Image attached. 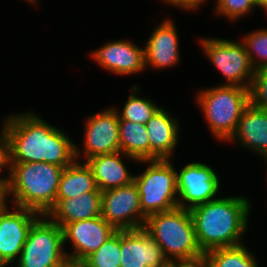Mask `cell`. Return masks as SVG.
<instances>
[{"instance_id": "7c38bea8", "label": "cell", "mask_w": 267, "mask_h": 267, "mask_svg": "<svg viewBox=\"0 0 267 267\" xmlns=\"http://www.w3.org/2000/svg\"><path fill=\"white\" fill-rule=\"evenodd\" d=\"M84 139L85 160L102 154L120 152L119 116L115 107L103 109L87 118Z\"/></svg>"}, {"instance_id": "9c48e42d", "label": "cell", "mask_w": 267, "mask_h": 267, "mask_svg": "<svg viewBox=\"0 0 267 267\" xmlns=\"http://www.w3.org/2000/svg\"><path fill=\"white\" fill-rule=\"evenodd\" d=\"M101 217L116 230L143 228L146 216L141 211L135 182L102 192Z\"/></svg>"}, {"instance_id": "e575fe53", "label": "cell", "mask_w": 267, "mask_h": 267, "mask_svg": "<svg viewBox=\"0 0 267 267\" xmlns=\"http://www.w3.org/2000/svg\"><path fill=\"white\" fill-rule=\"evenodd\" d=\"M6 262L0 257V267H6Z\"/></svg>"}, {"instance_id": "d590c367", "label": "cell", "mask_w": 267, "mask_h": 267, "mask_svg": "<svg viewBox=\"0 0 267 267\" xmlns=\"http://www.w3.org/2000/svg\"><path fill=\"white\" fill-rule=\"evenodd\" d=\"M27 2H31L32 4H36L37 3V1L36 0H26Z\"/></svg>"}, {"instance_id": "44dd1931", "label": "cell", "mask_w": 267, "mask_h": 267, "mask_svg": "<svg viewBox=\"0 0 267 267\" xmlns=\"http://www.w3.org/2000/svg\"><path fill=\"white\" fill-rule=\"evenodd\" d=\"M87 192H101L95 182L91 168L75 160L65 167L58 185L56 201L78 198Z\"/></svg>"}, {"instance_id": "9a60e30c", "label": "cell", "mask_w": 267, "mask_h": 267, "mask_svg": "<svg viewBox=\"0 0 267 267\" xmlns=\"http://www.w3.org/2000/svg\"><path fill=\"white\" fill-rule=\"evenodd\" d=\"M92 58L105 70L117 75H129L145 70V48L129 40H116L94 50Z\"/></svg>"}, {"instance_id": "8992f818", "label": "cell", "mask_w": 267, "mask_h": 267, "mask_svg": "<svg viewBox=\"0 0 267 267\" xmlns=\"http://www.w3.org/2000/svg\"><path fill=\"white\" fill-rule=\"evenodd\" d=\"M170 161L139 160V163L149 164L145 171L134 176L139 190L141 211L146 217L178 207L177 171Z\"/></svg>"}, {"instance_id": "4316f807", "label": "cell", "mask_w": 267, "mask_h": 267, "mask_svg": "<svg viewBox=\"0 0 267 267\" xmlns=\"http://www.w3.org/2000/svg\"><path fill=\"white\" fill-rule=\"evenodd\" d=\"M215 11L229 20L236 21L258 7L257 0H216Z\"/></svg>"}, {"instance_id": "d4e9b609", "label": "cell", "mask_w": 267, "mask_h": 267, "mask_svg": "<svg viewBox=\"0 0 267 267\" xmlns=\"http://www.w3.org/2000/svg\"><path fill=\"white\" fill-rule=\"evenodd\" d=\"M121 230H117L84 261L89 267H120Z\"/></svg>"}, {"instance_id": "4dcf8cb0", "label": "cell", "mask_w": 267, "mask_h": 267, "mask_svg": "<svg viewBox=\"0 0 267 267\" xmlns=\"http://www.w3.org/2000/svg\"><path fill=\"white\" fill-rule=\"evenodd\" d=\"M179 267H210L205 257L191 260V261H179Z\"/></svg>"}, {"instance_id": "d6986e66", "label": "cell", "mask_w": 267, "mask_h": 267, "mask_svg": "<svg viewBox=\"0 0 267 267\" xmlns=\"http://www.w3.org/2000/svg\"><path fill=\"white\" fill-rule=\"evenodd\" d=\"M235 139L246 149H252L261 157L267 153V110L249 104L228 141H236Z\"/></svg>"}, {"instance_id": "e0dca14e", "label": "cell", "mask_w": 267, "mask_h": 267, "mask_svg": "<svg viewBox=\"0 0 267 267\" xmlns=\"http://www.w3.org/2000/svg\"><path fill=\"white\" fill-rule=\"evenodd\" d=\"M163 106L145 124L149 136V160L170 159L178 143L180 126Z\"/></svg>"}, {"instance_id": "83f0119b", "label": "cell", "mask_w": 267, "mask_h": 267, "mask_svg": "<svg viewBox=\"0 0 267 267\" xmlns=\"http://www.w3.org/2000/svg\"><path fill=\"white\" fill-rule=\"evenodd\" d=\"M250 104L267 110V68L256 70L249 88Z\"/></svg>"}, {"instance_id": "484cf974", "label": "cell", "mask_w": 267, "mask_h": 267, "mask_svg": "<svg viewBox=\"0 0 267 267\" xmlns=\"http://www.w3.org/2000/svg\"><path fill=\"white\" fill-rule=\"evenodd\" d=\"M250 33L241 41L249 59L255 70L267 68V28Z\"/></svg>"}, {"instance_id": "7402d4cb", "label": "cell", "mask_w": 267, "mask_h": 267, "mask_svg": "<svg viewBox=\"0 0 267 267\" xmlns=\"http://www.w3.org/2000/svg\"><path fill=\"white\" fill-rule=\"evenodd\" d=\"M120 151L138 160H149V136L146 125L119 120Z\"/></svg>"}, {"instance_id": "3957f363", "label": "cell", "mask_w": 267, "mask_h": 267, "mask_svg": "<svg viewBox=\"0 0 267 267\" xmlns=\"http://www.w3.org/2000/svg\"><path fill=\"white\" fill-rule=\"evenodd\" d=\"M64 168L45 162L10 163L6 181L1 185V199L12 195V204L46 215L55 205Z\"/></svg>"}, {"instance_id": "603a6c76", "label": "cell", "mask_w": 267, "mask_h": 267, "mask_svg": "<svg viewBox=\"0 0 267 267\" xmlns=\"http://www.w3.org/2000/svg\"><path fill=\"white\" fill-rule=\"evenodd\" d=\"M210 267H258L255 256L245 245L216 248L204 254Z\"/></svg>"}, {"instance_id": "30bf717a", "label": "cell", "mask_w": 267, "mask_h": 267, "mask_svg": "<svg viewBox=\"0 0 267 267\" xmlns=\"http://www.w3.org/2000/svg\"><path fill=\"white\" fill-rule=\"evenodd\" d=\"M176 174L179 208L190 210L217 199L215 196L220 188V180L209 165L192 162L182 167Z\"/></svg>"}, {"instance_id": "836d02e7", "label": "cell", "mask_w": 267, "mask_h": 267, "mask_svg": "<svg viewBox=\"0 0 267 267\" xmlns=\"http://www.w3.org/2000/svg\"><path fill=\"white\" fill-rule=\"evenodd\" d=\"M167 267H179V261L174 262V263H170Z\"/></svg>"}, {"instance_id": "d6a6232c", "label": "cell", "mask_w": 267, "mask_h": 267, "mask_svg": "<svg viewBox=\"0 0 267 267\" xmlns=\"http://www.w3.org/2000/svg\"><path fill=\"white\" fill-rule=\"evenodd\" d=\"M258 8L262 7L264 11L267 13V0H257Z\"/></svg>"}, {"instance_id": "5bb4252c", "label": "cell", "mask_w": 267, "mask_h": 267, "mask_svg": "<svg viewBox=\"0 0 267 267\" xmlns=\"http://www.w3.org/2000/svg\"><path fill=\"white\" fill-rule=\"evenodd\" d=\"M120 267H167L170 262L144 228L121 230Z\"/></svg>"}, {"instance_id": "4fadbf2b", "label": "cell", "mask_w": 267, "mask_h": 267, "mask_svg": "<svg viewBox=\"0 0 267 267\" xmlns=\"http://www.w3.org/2000/svg\"><path fill=\"white\" fill-rule=\"evenodd\" d=\"M117 230L101 216L65 224L62 227L63 244L70 240L73 252L66 256L84 260L96 251Z\"/></svg>"}, {"instance_id": "5b68a950", "label": "cell", "mask_w": 267, "mask_h": 267, "mask_svg": "<svg viewBox=\"0 0 267 267\" xmlns=\"http://www.w3.org/2000/svg\"><path fill=\"white\" fill-rule=\"evenodd\" d=\"M197 94L198 105L211 133L220 142L228 141L243 111L250 104L249 89L221 84L199 90Z\"/></svg>"}, {"instance_id": "ba28073f", "label": "cell", "mask_w": 267, "mask_h": 267, "mask_svg": "<svg viewBox=\"0 0 267 267\" xmlns=\"http://www.w3.org/2000/svg\"><path fill=\"white\" fill-rule=\"evenodd\" d=\"M200 45L226 78L223 85L250 88L256 70L242 42L212 37L200 39Z\"/></svg>"}, {"instance_id": "ffe728a7", "label": "cell", "mask_w": 267, "mask_h": 267, "mask_svg": "<svg viewBox=\"0 0 267 267\" xmlns=\"http://www.w3.org/2000/svg\"><path fill=\"white\" fill-rule=\"evenodd\" d=\"M102 192H87L78 198L55 201L46 216L61 228L68 223L101 216Z\"/></svg>"}, {"instance_id": "ac0fdd59", "label": "cell", "mask_w": 267, "mask_h": 267, "mask_svg": "<svg viewBox=\"0 0 267 267\" xmlns=\"http://www.w3.org/2000/svg\"><path fill=\"white\" fill-rule=\"evenodd\" d=\"M127 157L133 161L138 159L125 155L123 152L96 155L85 162L91 168L98 189L103 192L122 187L134 181V176L125 167L121 158Z\"/></svg>"}, {"instance_id": "f546056e", "label": "cell", "mask_w": 267, "mask_h": 267, "mask_svg": "<svg viewBox=\"0 0 267 267\" xmlns=\"http://www.w3.org/2000/svg\"><path fill=\"white\" fill-rule=\"evenodd\" d=\"M206 0H167V4H171L173 6H178L179 8H183L184 10H195L200 7Z\"/></svg>"}, {"instance_id": "2e32d148", "label": "cell", "mask_w": 267, "mask_h": 267, "mask_svg": "<svg viewBox=\"0 0 267 267\" xmlns=\"http://www.w3.org/2000/svg\"><path fill=\"white\" fill-rule=\"evenodd\" d=\"M173 20L165 19L155 27L145 48V67L169 68L180 61L179 38Z\"/></svg>"}, {"instance_id": "1f68e13d", "label": "cell", "mask_w": 267, "mask_h": 267, "mask_svg": "<svg viewBox=\"0 0 267 267\" xmlns=\"http://www.w3.org/2000/svg\"><path fill=\"white\" fill-rule=\"evenodd\" d=\"M63 267H89L84 260L66 258L63 261Z\"/></svg>"}, {"instance_id": "f1b7e54d", "label": "cell", "mask_w": 267, "mask_h": 267, "mask_svg": "<svg viewBox=\"0 0 267 267\" xmlns=\"http://www.w3.org/2000/svg\"><path fill=\"white\" fill-rule=\"evenodd\" d=\"M9 165V166H8ZM10 171V150H9V137L6 129V125L2 126V131L0 134V173L3 169ZM6 181V177L0 178V185Z\"/></svg>"}, {"instance_id": "7a4b0ae2", "label": "cell", "mask_w": 267, "mask_h": 267, "mask_svg": "<svg viewBox=\"0 0 267 267\" xmlns=\"http://www.w3.org/2000/svg\"><path fill=\"white\" fill-rule=\"evenodd\" d=\"M251 202L242 196L222 197L190 209L201 251L241 245Z\"/></svg>"}, {"instance_id": "8fae6325", "label": "cell", "mask_w": 267, "mask_h": 267, "mask_svg": "<svg viewBox=\"0 0 267 267\" xmlns=\"http://www.w3.org/2000/svg\"><path fill=\"white\" fill-rule=\"evenodd\" d=\"M6 204L7 200H0V257L9 266L19 259L29 229L42 215L16 205L10 211Z\"/></svg>"}, {"instance_id": "8d00e7d4", "label": "cell", "mask_w": 267, "mask_h": 267, "mask_svg": "<svg viewBox=\"0 0 267 267\" xmlns=\"http://www.w3.org/2000/svg\"><path fill=\"white\" fill-rule=\"evenodd\" d=\"M262 157H263V159L266 160V162H267V153H265Z\"/></svg>"}, {"instance_id": "277c9868", "label": "cell", "mask_w": 267, "mask_h": 267, "mask_svg": "<svg viewBox=\"0 0 267 267\" xmlns=\"http://www.w3.org/2000/svg\"><path fill=\"white\" fill-rule=\"evenodd\" d=\"M143 228L159 244L170 263L204 257L189 210L175 208L146 217Z\"/></svg>"}, {"instance_id": "6da1fadb", "label": "cell", "mask_w": 267, "mask_h": 267, "mask_svg": "<svg viewBox=\"0 0 267 267\" xmlns=\"http://www.w3.org/2000/svg\"><path fill=\"white\" fill-rule=\"evenodd\" d=\"M5 119L10 163L45 162L65 168L82 154L64 131L31 111Z\"/></svg>"}, {"instance_id": "52a82bcc", "label": "cell", "mask_w": 267, "mask_h": 267, "mask_svg": "<svg viewBox=\"0 0 267 267\" xmlns=\"http://www.w3.org/2000/svg\"><path fill=\"white\" fill-rule=\"evenodd\" d=\"M63 246L62 228L42 215L29 229L15 262H18V267H59L67 258Z\"/></svg>"}, {"instance_id": "cb8c5ba5", "label": "cell", "mask_w": 267, "mask_h": 267, "mask_svg": "<svg viewBox=\"0 0 267 267\" xmlns=\"http://www.w3.org/2000/svg\"><path fill=\"white\" fill-rule=\"evenodd\" d=\"M138 89V85H134L131 88L132 94L126 100L122 111L119 112L117 110V113L119 120H128L145 125L161 107L157 106L151 99L137 96L135 93L139 92Z\"/></svg>"}]
</instances>
